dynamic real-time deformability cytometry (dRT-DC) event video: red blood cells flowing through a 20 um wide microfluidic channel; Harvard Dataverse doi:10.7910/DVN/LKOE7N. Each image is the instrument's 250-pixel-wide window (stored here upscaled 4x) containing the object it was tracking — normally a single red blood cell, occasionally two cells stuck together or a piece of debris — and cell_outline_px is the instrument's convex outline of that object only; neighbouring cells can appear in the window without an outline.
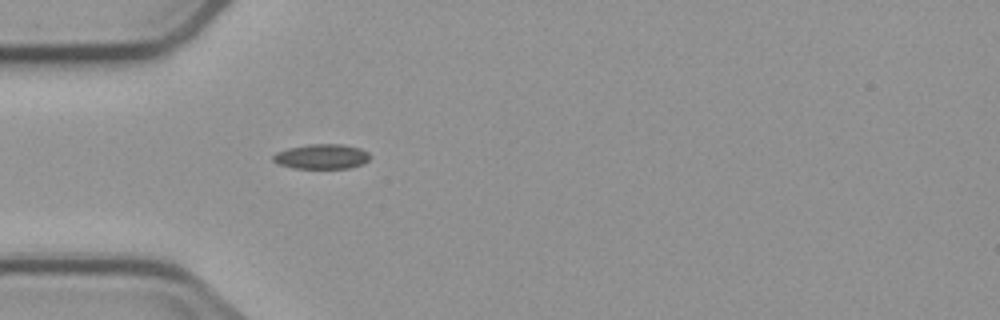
{"species": "common noctule bat (a hibernating species)", "species_latin": "Nyctalus noctula", "temperature_condition": "cold", "stored_images_in_passage": 1, "camera_frame_rate_fps": 3000, "um_per_image_px": 0.085, "animal": {"sex": "male", "body_mass_g": 23.1, "forearm_length_mm": 52.7}, "frame": {"image": 1, "passage_image": 1, "time_ms": 0.0, "image_size_px": [1000, 320], "cell_outline_px": [[368, 160], [360, 164], [348, 168], [292, 168], [276, 164], [272, 160], [272, 156], [276, 152], [288, 148], [308, 144], [340, 144], [360, 148], [368, 152]], "centroid_in_image_um": [27.27, 13.3], "position_along_channel_um": 57.7, "area_um2": 13.99}}